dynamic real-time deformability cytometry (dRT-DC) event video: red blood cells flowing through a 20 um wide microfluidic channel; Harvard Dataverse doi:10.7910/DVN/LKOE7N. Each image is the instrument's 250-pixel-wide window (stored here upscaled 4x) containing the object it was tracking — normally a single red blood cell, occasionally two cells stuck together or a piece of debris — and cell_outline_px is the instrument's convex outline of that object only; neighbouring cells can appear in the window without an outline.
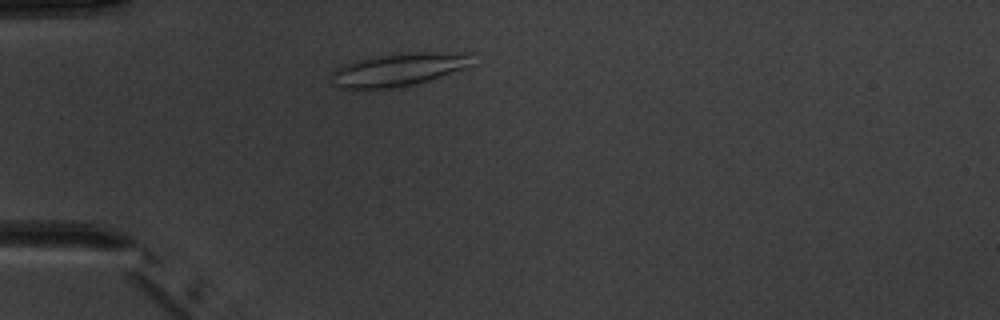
{"species": "common noctule bat (a hibernating species)", "species_latin": "Nyctalus noctula", "temperature_condition": "warm", "stored_images_in_passage": 2, "camera_frame_rate_fps": 3000, "um_per_image_px": 0.085, "animal": {"sex": "male", "body_mass_g": 20.1, "forearm_length_mm": 53.5}, "frame": {"image": 1, "passage_image": 2, "time_ms": 1.0, "image_size_px": [1000, 320], "cell_outline_px": [[472, 64], [468, 68], [428, 80], [412, 84], [388, 88], [340, 88], [332, 84], [332, 72], [336, 68], [344, 64], [392, 52], [472, 52]], "centroid_in_image_um": [33.94, 5.88], "position_along_channel_um": 51.1, "area_um2": 27.17}}